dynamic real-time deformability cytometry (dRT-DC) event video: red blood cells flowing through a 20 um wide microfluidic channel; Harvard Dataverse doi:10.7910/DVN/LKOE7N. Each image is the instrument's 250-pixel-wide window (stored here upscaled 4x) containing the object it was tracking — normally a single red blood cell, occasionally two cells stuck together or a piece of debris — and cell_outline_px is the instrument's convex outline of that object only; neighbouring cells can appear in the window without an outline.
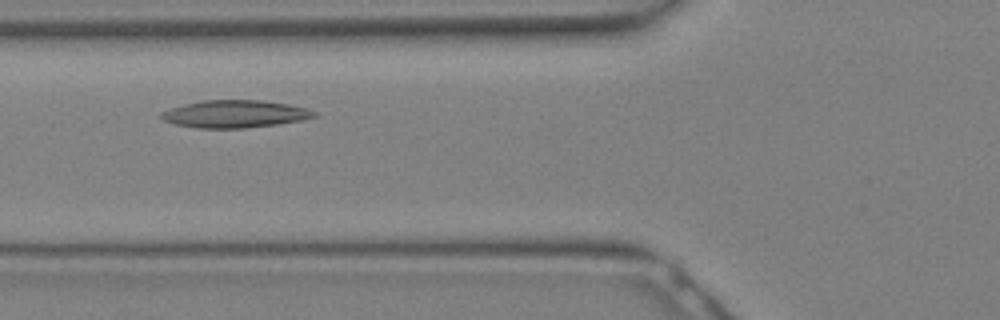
{"species": "Egyptian fruit bat (a non-hibernating species)", "species_latin": "Rousettus aegyptiacus", "temperature_condition": "warm", "stored_images_in_passage": 15, "camera_frame_rate_fps": 3000, "um_per_image_px": 0.085, "animal": {"sex": "female"}, "frame": {"image": 1, "passage_image": 6, "time_ms": 1.667, "image_size_px": [1000, 320], "cell_outline_px": [[320, 116], [300, 120], [276, 124], [244, 128], [196, 128], [176, 124], [164, 120], [160, 116], [160, 112], [184, 104], [204, 100], [264, 100], [288, 104], [308, 108], [316, 112]], "centroid_in_image_um": [20.0, 9.68], "position_along_channel_um": 105.8, "area_um2": 24.45}}
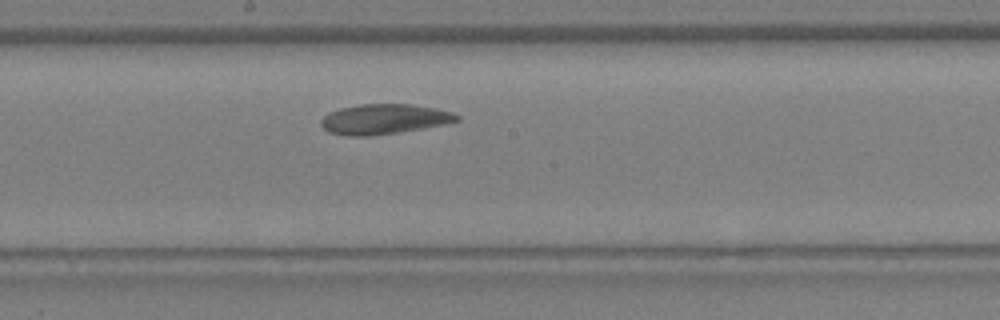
{"frame": {"image": 2, "passage_image": 11, "time_ms": 3.333, "image_size_px": [1000, 320], "cell_outline_px": [[460, 120], [444, 124], [400, 132], [372, 136], [348, 136], [328, 132], [320, 124], [320, 120], [328, 112], [340, 108], [360, 104], [412, 104], [436, 108], [452, 112], [460, 116]], "centroid_in_image_um": [32.63, 10.12], "position_along_channel_um": 215.6, "area_um2": 23.93}}
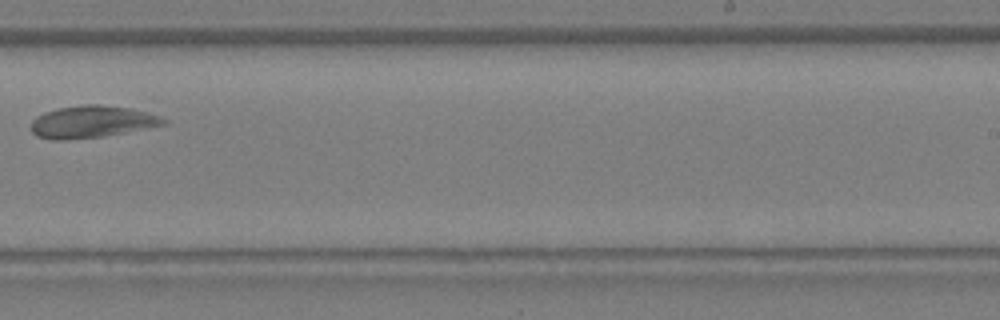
{"frame": {"image": 3, "passage_image": 14, "time_ms": 4.333, "image_size_px": [1000, 320], "cell_outline_px": [[168, 120], [164, 124], [104, 136], [64, 140], [52, 140], [36, 136], [32, 132], [32, 120], [36, 116], [44, 112], [56, 108], [80, 104], [100, 104], [132, 108], [160, 116]], "centroid_in_image_um": [7.76, 10.33], "position_along_channel_um": 281.2, "area_um2": 24.8}}